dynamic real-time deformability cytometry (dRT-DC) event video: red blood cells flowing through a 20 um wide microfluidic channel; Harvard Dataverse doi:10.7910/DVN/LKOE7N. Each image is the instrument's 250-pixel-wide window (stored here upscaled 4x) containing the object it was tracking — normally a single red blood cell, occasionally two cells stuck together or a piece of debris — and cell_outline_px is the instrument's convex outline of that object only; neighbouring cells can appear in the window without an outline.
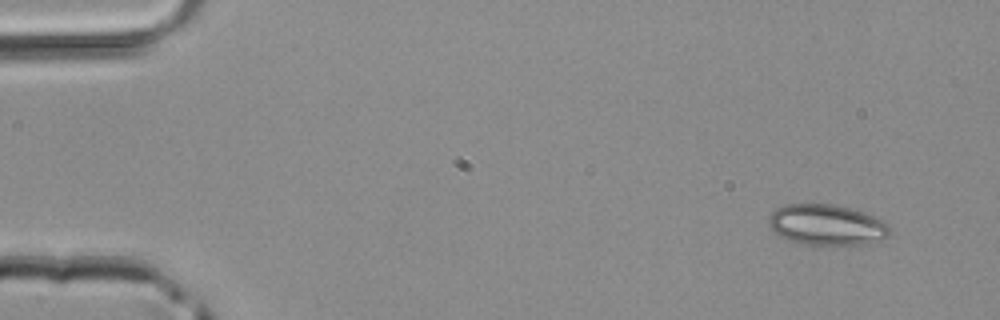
{"species": "common noctule bat (a hibernating species)", "species_latin": "Nyctalus noctula", "temperature_condition": "room temperature", "stored_images_in_passage": 4, "camera_frame_rate_fps": 3000, "um_per_image_px": 0.085, "animal": {"sex": "male", "body_mass_g": 20.4}, "frame": {"image": 1, "passage_image": 1, "time_ms": 0.0, "image_size_px": [1000, 320], "cell_outline_px": [[892, 232], [888, 236], [868, 244], [804, 244], [788, 240], [772, 232], [768, 224], [768, 216], [776, 208], [784, 204], [832, 204], [848, 208], [872, 216], [888, 224], [892, 228]], "centroid_in_image_um": [70.23, 19.11], "position_along_channel_um": 14.8, "area_um2": 28.67}}